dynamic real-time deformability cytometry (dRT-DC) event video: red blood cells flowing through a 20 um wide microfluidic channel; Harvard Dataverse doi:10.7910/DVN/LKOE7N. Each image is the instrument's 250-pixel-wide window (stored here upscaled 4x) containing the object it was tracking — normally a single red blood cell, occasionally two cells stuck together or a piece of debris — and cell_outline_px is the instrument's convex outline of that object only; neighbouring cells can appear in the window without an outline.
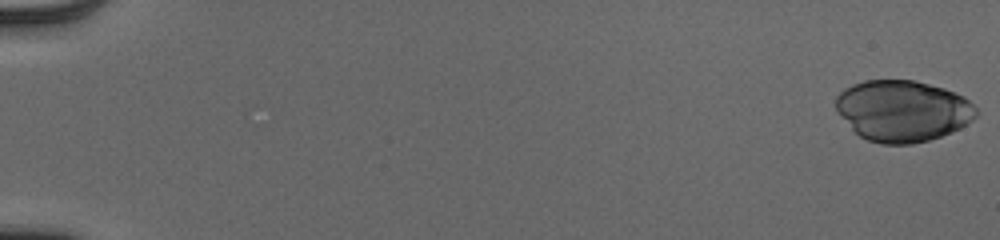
{"species": "human", "species_latin": "Homo sapiens", "temperature_condition": "cold", "stored_images_in_passage": 19, "camera_frame_rate_fps": 3000, "um_per_image_px": 0.085, "donor": {"sex": "male"}, "frame": {"image": 1, "passage_image": 1, "time_ms": 0.0, "image_size_px": [1000, 240], "cell_outline_px": [[980, 112], [972, 120], [960, 128], [952, 132], [928, 140], [912, 144], [880, 144], [868, 140], [860, 136], [836, 112], [836, 96], [844, 88], [852, 84], [864, 80], [916, 80], [944, 88], [956, 92], [964, 96]], "centroid_in_image_um": [76.73, 9.41], "position_along_channel_um": 8.3, "area_um2": 50.34}}
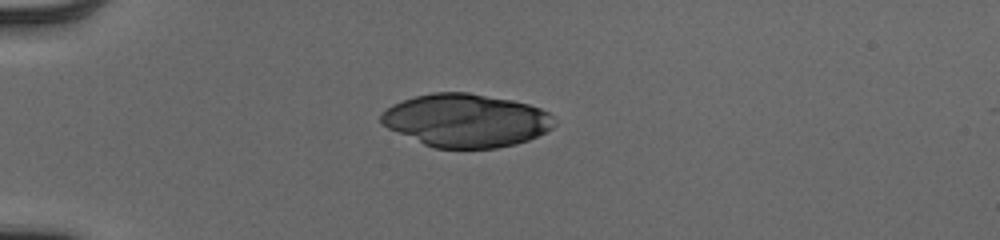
{"frame": {"image": 2, "passage_image": 16, "time_ms": 5.0, "image_size_px": [1000, 240], "cell_outline_px": [[556, 124], [552, 128], [528, 140], [516, 144], [496, 148], [432, 148], [388, 128], [380, 120], [380, 116], [392, 104], [416, 96], [432, 92], [468, 92], [512, 100], [528, 104], [540, 108], [548, 112], [556, 120]], "centroid_in_image_um": [39.63, 10.24], "position_along_channel_um": 45.4, "area_um2": 53.52}}